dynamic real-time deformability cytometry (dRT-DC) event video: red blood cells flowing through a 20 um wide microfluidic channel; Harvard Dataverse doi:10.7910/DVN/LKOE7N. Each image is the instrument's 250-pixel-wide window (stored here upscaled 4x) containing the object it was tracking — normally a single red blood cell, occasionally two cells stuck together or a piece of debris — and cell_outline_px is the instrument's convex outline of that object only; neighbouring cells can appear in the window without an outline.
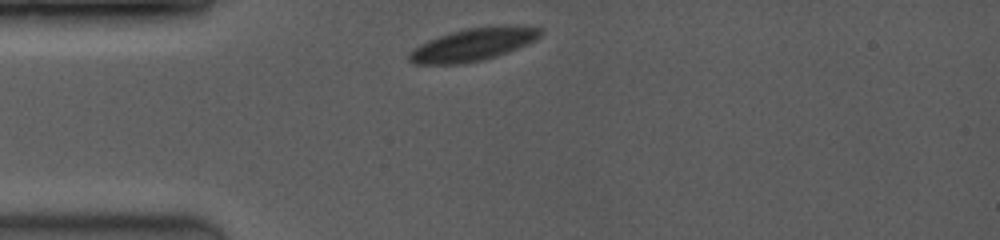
{"species": "common noctule bat (a hibernating species)", "species_latin": "Nyctalus noctula", "temperature_condition": "room temperature", "stored_images_in_passage": 19, "camera_frame_rate_fps": 3500, "um_per_image_px": 0.085, "animal": {"sex": "female", "body_mass_g": 19.0, "forearm_length_mm": 53.3}, "frame": {"image": 1, "passage_image": 1, "time_ms": 0.0, "image_size_px": [1000, 240], "cell_outline_px": [[540, 36], [508, 52], [496, 56], [464, 64], [412, 64], [408, 60], [408, 52], [420, 44], [428, 40], [464, 28], [512, 24], [516, 24], [540, 28]], "centroid_in_image_um": [40.16, 3.78], "position_along_channel_um": 44.8, "area_um2": 24.91}}
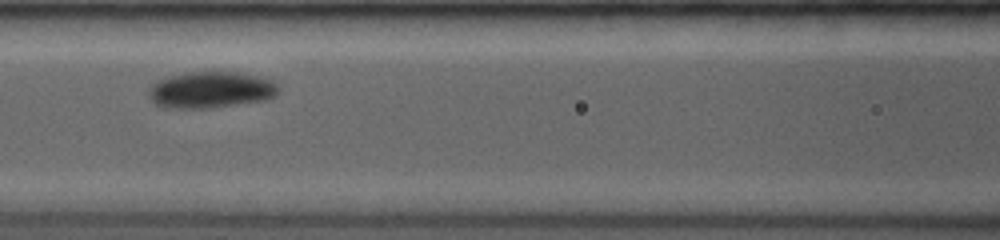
{"frame": {"image": 2, "passage_image": 8, "time_ms": 3.143, "image_size_px": [1000, 240], "cell_outline_px": [[280, 88], [268, 100], [208, 108], [164, 108], [156, 104], [148, 96], [152, 84], [156, 80], [184, 72], [236, 72], [256, 76], [268, 80], [276, 84]], "centroid_in_image_um": [17.87, 7.64], "position_along_channel_um": 148.7, "area_um2": 27.4}}
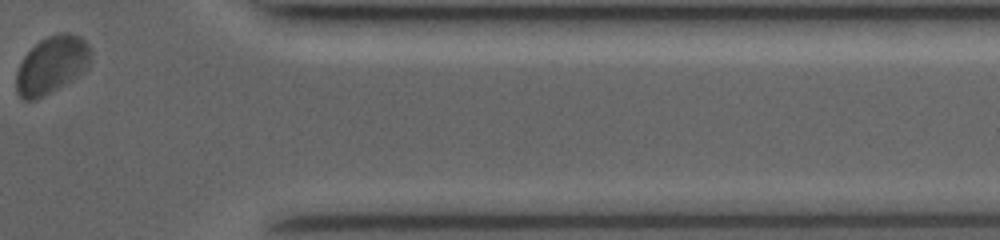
{"frame": {"image": 3, "passage_image": 19, "time_ms": 10.0, "image_size_px": [1000, 240], "cell_outline_px": [[88, 68], [84, 72], [72, 80], [44, 96], [36, 100], [24, 100], [16, 92], [16, 72], [24, 56], [40, 40], [48, 36], [60, 32], [68, 32], [80, 36], [88, 44]], "centroid_in_image_um": [4.37, 5.53], "position_along_channel_um": 407.0, "area_um2": 24.8}, "authors_computed_cell_mechanics": {"area_um2": 26.3568, "velocity_mm_per_s": 3.912, "shape_relaxation_time_tau1_ms": 1.1173, "shape_relaxation_time_tau2_ms": null, "deformation_change_tau1": 0.0578, "deformation_change_tau2": null}}